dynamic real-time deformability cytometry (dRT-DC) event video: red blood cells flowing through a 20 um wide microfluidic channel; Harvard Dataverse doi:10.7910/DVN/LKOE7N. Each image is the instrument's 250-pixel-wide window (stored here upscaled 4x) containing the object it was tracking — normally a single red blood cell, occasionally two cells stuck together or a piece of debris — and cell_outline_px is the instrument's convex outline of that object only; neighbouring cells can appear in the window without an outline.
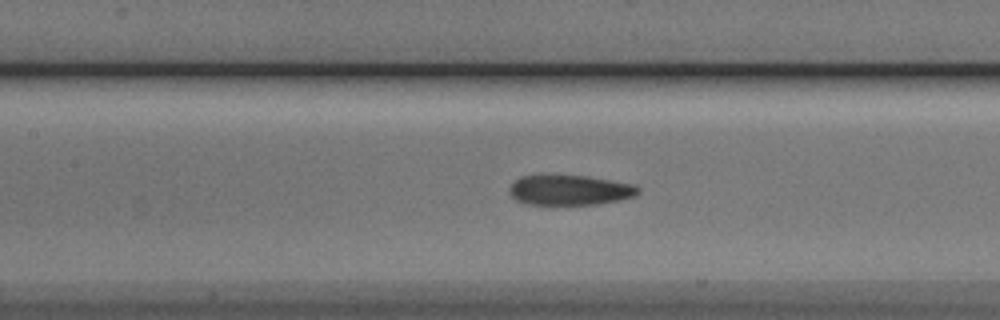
{"species": "Egyptian fruit bat (a non-hibernating species)", "species_latin": "Rousettus aegyptiacus", "temperature_condition": "cold", "stored_images_in_passage": 38, "camera_frame_rate_fps": 3000, "um_per_image_px": 0.085, "animal": {"sex": "male"}, "frame": {"image": 1, "passage_image": 19, "time_ms": 6.0, "image_size_px": [1000, 320], "cell_outline_px": [[640, 192], [636, 196], [620, 200], [596, 204], [528, 204], [516, 200], [508, 192], [508, 188], [520, 176], [588, 176], [636, 184], [640, 188]], "centroid_in_image_um": [48.48, 16.16], "position_along_channel_um": 158.9, "area_um2": 22.54}}
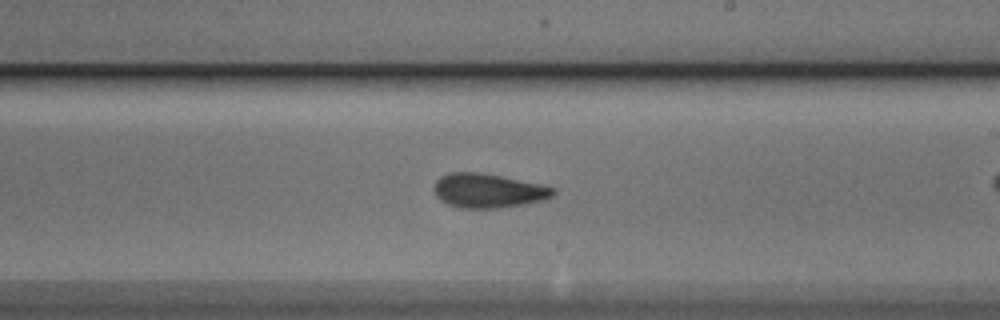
{"frame": {"image": 2, "passage_image": 26, "time_ms": 8.333, "image_size_px": [1000, 320], "cell_outline_px": [[556, 192], [552, 196], [544, 200], [524, 204], [500, 208], [460, 208], [448, 204], [436, 196], [436, 180], [440, 176], [448, 172], [480, 172], [540, 184], [556, 188]], "centroid_in_image_um": [41.51, 16.21], "position_along_channel_um": 247.5, "area_um2": 23.64}}
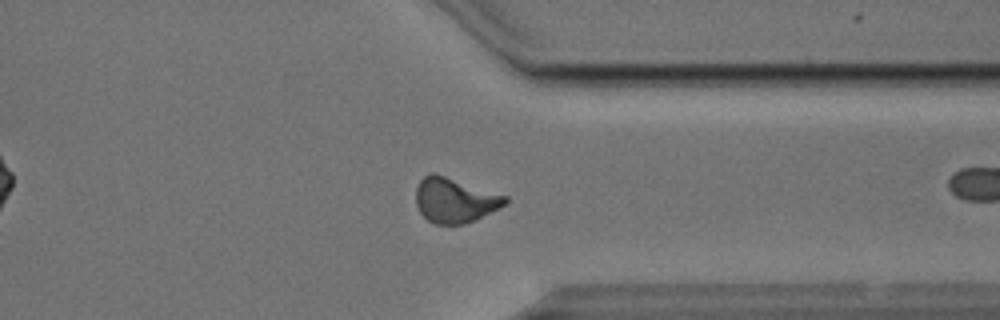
{"frame": {"image": 3, "passage_image": 36, "time_ms": 11.667, "image_size_px": [1000, 320], "cell_outline_px": [[508, 200], [500, 208], [464, 224], [436, 224], [428, 220], [420, 212], [416, 204], [416, 188], [420, 180], [424, 176], [432, 172], [508, 196]], "centroid_in_image_um": [38.64, 17.01], "position_along_channel_um": 372.8, "area_um2": 23.06}}